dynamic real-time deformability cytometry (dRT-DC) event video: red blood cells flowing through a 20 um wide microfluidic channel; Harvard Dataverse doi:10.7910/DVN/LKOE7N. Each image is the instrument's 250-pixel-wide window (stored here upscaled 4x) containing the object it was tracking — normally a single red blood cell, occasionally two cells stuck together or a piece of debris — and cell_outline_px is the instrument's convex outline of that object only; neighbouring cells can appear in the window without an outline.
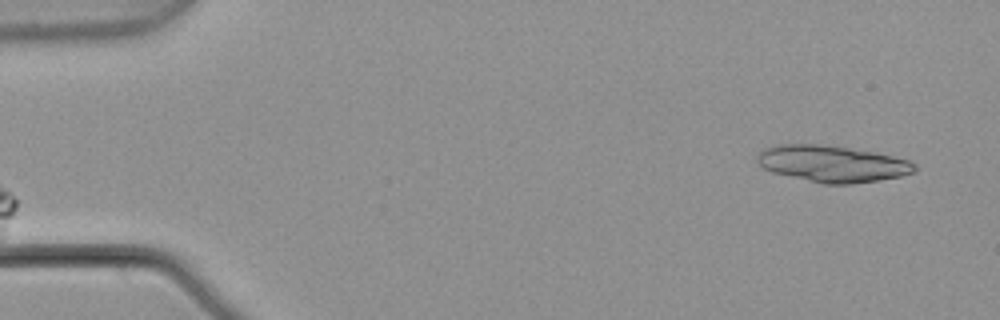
{"species": "common noctule bat (a hibernating species)", "species_latin": "Nyctalus noctula", "temperature_condition": "warm", "stored_images_in_passage": 2, "segment_of_instrument_passage": [2, 2], "camera_frame_rate_fps": 3000, "um_per_image_px": 0.085, "animal": {"sex": "male", "body_mass_g": 21.5, "forearm_length_mm": 52.0}, "frame": {"image": 1, "passage_image": 2, "time_ms": 0.333, "image_size_px": [1000, 320], "cell_outline_px": [[916, 168], [912, 172], [900, 176], [880, 180], [852, 184], [824, 184], [772, 172], [764, 168], [756, 160], [756, 156], [764, 148], [780, 144], [820, 144], [876, 152], [908, 160], [916, 164]], "centroid_in_image_um": [70.73, 13.92], "position_along_channel_um": 14.3, "area_um2": 33.35}}